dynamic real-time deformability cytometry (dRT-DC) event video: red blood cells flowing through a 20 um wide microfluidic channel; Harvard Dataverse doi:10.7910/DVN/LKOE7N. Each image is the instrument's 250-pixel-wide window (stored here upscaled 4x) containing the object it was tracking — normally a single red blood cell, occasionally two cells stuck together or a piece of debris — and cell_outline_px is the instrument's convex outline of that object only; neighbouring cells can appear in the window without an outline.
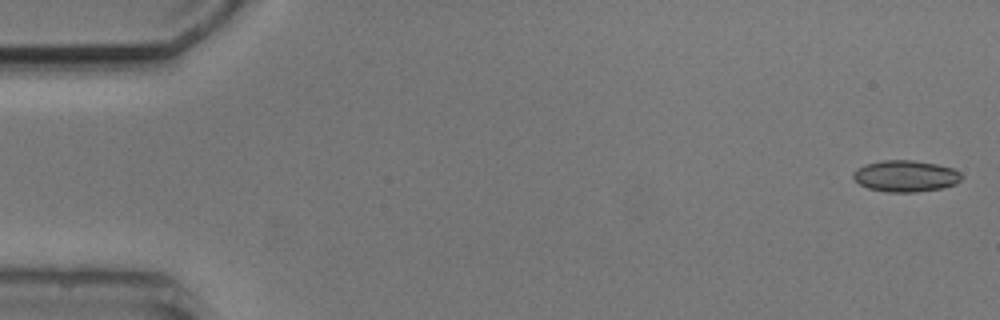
{"species": "common noctule bat (a hibernating species)", "species_latin": "Nyctalus noctula", "temperature_condition": "cold", "stored_images_in_passage": 4, "camera_frame_rate_fps": 3000, "um_per_image_px": 0.085, "animal": {"sex": "male", "body_mass_g": 20.5, "forearm_length_mm": 52.5}, "frame": {"image": 1, "passage_image": 1, "time_ms": 0.0, "image_size_px": [1000, 320], "cell_outline_px": [[964, 176], [956, 184], [940, 188], [916, 192], [888, 192], [868, 188], [860, 184], [852, 176], [852, 172], [856, 168], [864, 164], [884, 160], [912, 160], [936, 164], [952, 168], [960, 172]], "centroid_in_image_um": [76.96, 14.96], "position_along_channel_um": 8.0, "area_um2": 19.88}}